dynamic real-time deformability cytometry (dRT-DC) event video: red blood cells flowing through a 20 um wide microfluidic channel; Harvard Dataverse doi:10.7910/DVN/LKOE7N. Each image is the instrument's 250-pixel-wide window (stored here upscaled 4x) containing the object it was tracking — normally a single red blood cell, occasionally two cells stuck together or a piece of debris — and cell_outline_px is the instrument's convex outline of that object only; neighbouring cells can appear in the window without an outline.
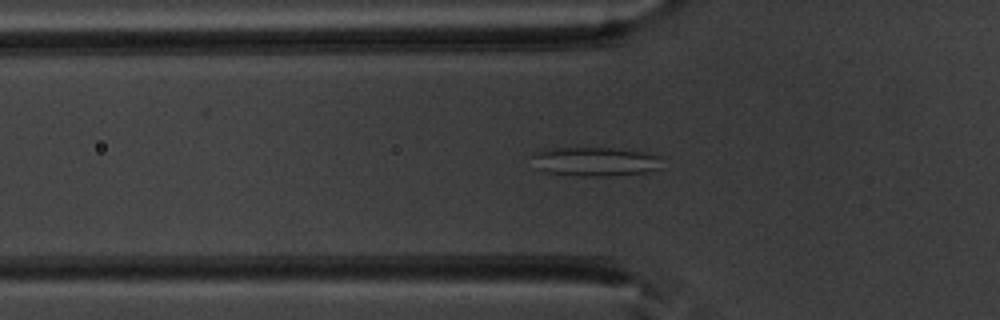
{"species": "common noctule bat (a hibernating species)", "species_latin": "Nyctalus noctula", "temperature_condition": "warm", "stored_images_in_passage": 48, "segment_of_instrument_passage": [1, 2], "camera_frame_rate_fps": 3000, "um_per_image_px": 0.085, "animal": {"sex": "male", "body_mass_g": 20.1, "forearm_length_mm": 53.5}, "frame": {"image": 1, "passage_image": 18, "time_ms": 5.667, "image_size_px": [1000, 320], "cell_outline_px": [[660, 168], [644, 172], [608, 176], [580, 176], [544, 172], [536, 168], [532, 156], [532, 152], [544, 148], [612, 148], [648, 152], [660, 156]], "centroid_in_image_um": [50.53, 13.72], "position_along_channel_um": 75.3, "area_um2": 22.2}}
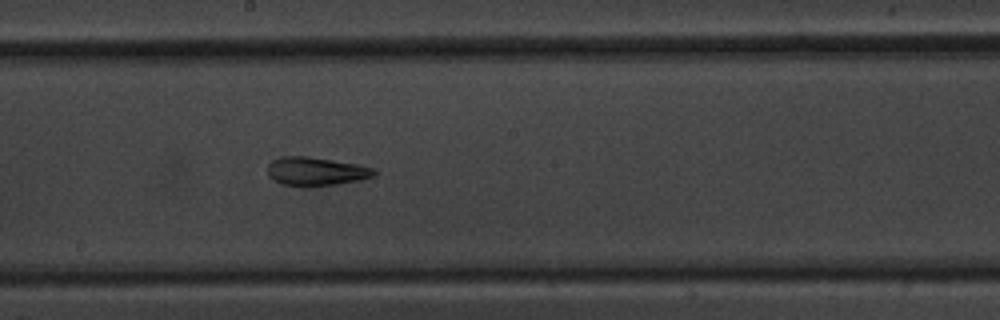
{"frame": {"image": 2, "passage_image": 29, "time_ms": 9.333, "image_size_px": [1000, 320], "cell_outline_px": [[376, 176], [360, 180], [336, 184], [308, 188], [284, 184], [272, 180], [268, 176], [268, 164], [272, 160], [280, 156], [308, 156], [356, 164], [376, 168]], "centroid_in_image_um": [26.85, 14.58], "position_along_channel_um": 221.3, "area_um2": 18.09}}
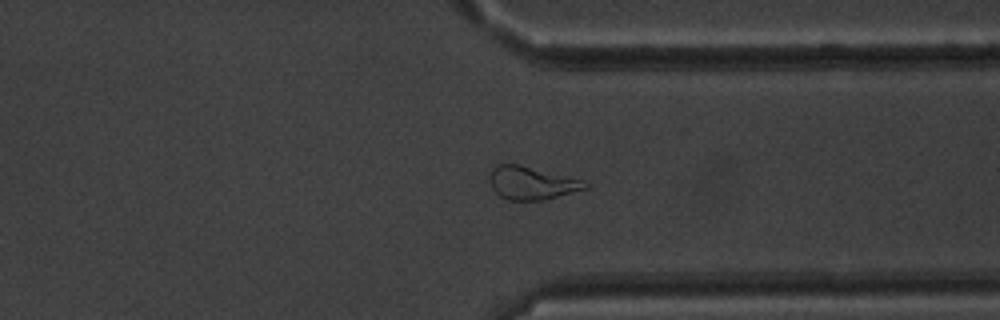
{"frame": {"image": 3, "passage_image": 40, "time_ms": 13.0, "image_size_px": [1000, 320], "cell_outline_px": [[592, 184], [588, 188], [544, 200], [508, 200], [500, 196], [492, 188], [488, 180], [488, 176], [492, 168], [496, 164], [516, 164], [580, 180]], "centroid_in_image_um": [45.14, 15.57], "position_along_channel_um": 366.3, "area_um2": 18.15}}